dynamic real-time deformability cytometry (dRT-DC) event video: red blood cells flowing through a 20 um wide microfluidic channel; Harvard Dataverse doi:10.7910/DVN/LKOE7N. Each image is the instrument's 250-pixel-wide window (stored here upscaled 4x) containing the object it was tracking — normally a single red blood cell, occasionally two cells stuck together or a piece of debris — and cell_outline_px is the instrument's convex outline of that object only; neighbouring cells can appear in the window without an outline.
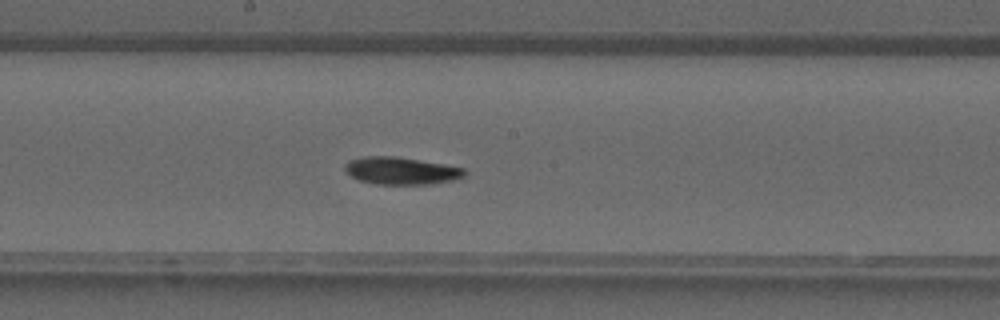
{"species": "common noctule bat (a hibernating species)", "species_latin": "Nyctalus noctula", "temperature_condition": "warm", "stored_images_in_passage": 30, "camera_frame_rate_fps": 3000, "um_per_image_px": 0.085, "animal": {"sex": "male", "forearm_length_mm": 52.5}, "frame": {"image": 1, "passage_image": 11, "time_ms": 3.333, "image_size_px": [1000, 320], "cell_outline_px": [[468, 172], [464, 176], [456, 180], [428, 184], [376, 184], [360, 180], [352, 176], [344, 168], [344, 164], [348, 160], [364, 156], [396, 156], [444, 164], [464, 168]], "centroid_in_image_um": [34.12, 14.51], "position_along_channel_um": 214.1, "area_um2": 19.13}}
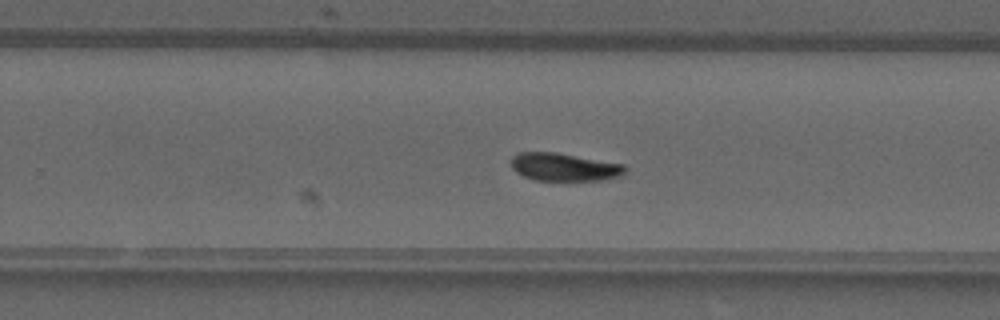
{"frame": {"image": 2, "passage_image": 15, "time_ms": 4.667, "image_size_px": [1000, 320], "cell_outline_px": [[628, 168], [620, 176], [604, 180], [536, 180], [524, 176], [516, 172], [512, 168], [512, 156], [520, 152], [556, 152], [624, 164]], "centroid_in_image_um": [47.98, 14.19], "position_along_channel_um": 281.8, "area_um2": 18.5}}
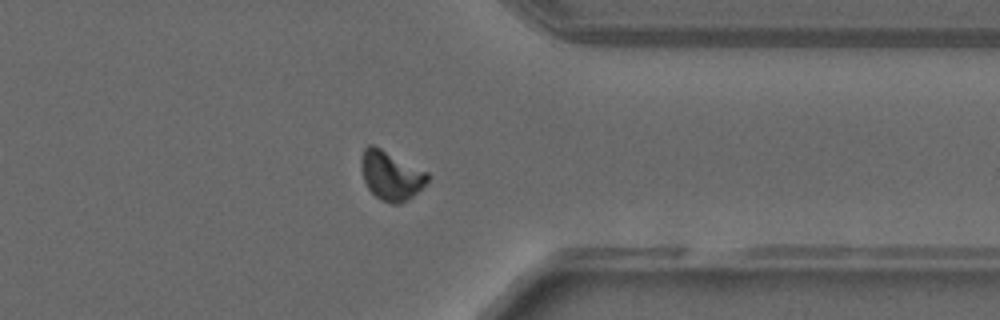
{"frame": {"image": 3, "passage_image": 21, "time_ms": 6.667, "image_size_px": [1000, 320], "cell_outline_px": [[432, 176], [408, 200], [400, 204], [392, 204], [380, 200], [368, 188], [364, 180], [360, 168], [360, 160], [364, 148], [368, 144], [372, 144], [428, 172]], "centroid_in_image_um": [33.21, 14.92], "position_along_channel_um": 378.2, "area_um2": 18.96}}